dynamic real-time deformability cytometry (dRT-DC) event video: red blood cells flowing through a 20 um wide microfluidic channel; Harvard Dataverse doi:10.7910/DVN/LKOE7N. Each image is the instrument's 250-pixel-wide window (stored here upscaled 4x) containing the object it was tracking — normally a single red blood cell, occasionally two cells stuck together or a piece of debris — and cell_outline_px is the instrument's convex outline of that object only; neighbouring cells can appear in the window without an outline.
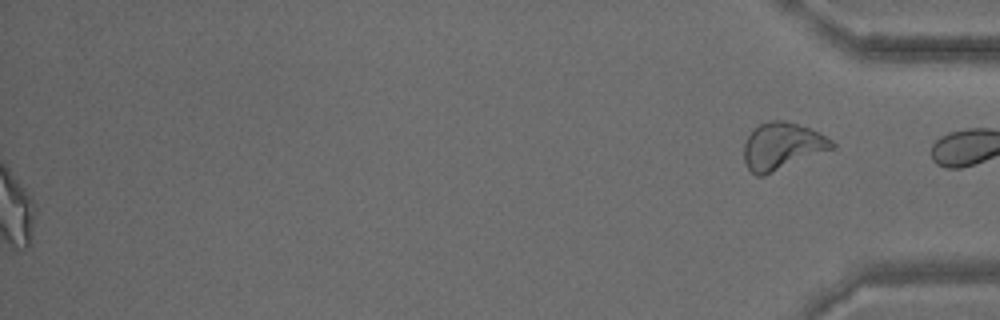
{"species": "common noctule bat (a hibernating species)", "species_latin": "Nyctalus noctula", "temperature_condition": "warm", "stored_images_in_passage": 45, "segment_of_instrument_passage": [2, 2], "camera_frame_rate_fps": 3000, "um_per_image_px": 0.085, "animal": {"sex": "male", "body_mass_g": 15.6}, "frame": {"image": 1, "passage_image": 45, "time_ms": 14.667, "image_size_px": [1000, 320], "cell_outline_px": [[836, 148], [764, 176], [756, 176], [748, 168], [744, 160], [744, 144], [748, 136], [760, 124], [768, 120], [784, 120], [808, 128], [832, 140], [836, 144]], "centroid_in_image_um": [66.49, 12.44], "position_along_channel_um": 368.7, "area_um2": 24.04}}